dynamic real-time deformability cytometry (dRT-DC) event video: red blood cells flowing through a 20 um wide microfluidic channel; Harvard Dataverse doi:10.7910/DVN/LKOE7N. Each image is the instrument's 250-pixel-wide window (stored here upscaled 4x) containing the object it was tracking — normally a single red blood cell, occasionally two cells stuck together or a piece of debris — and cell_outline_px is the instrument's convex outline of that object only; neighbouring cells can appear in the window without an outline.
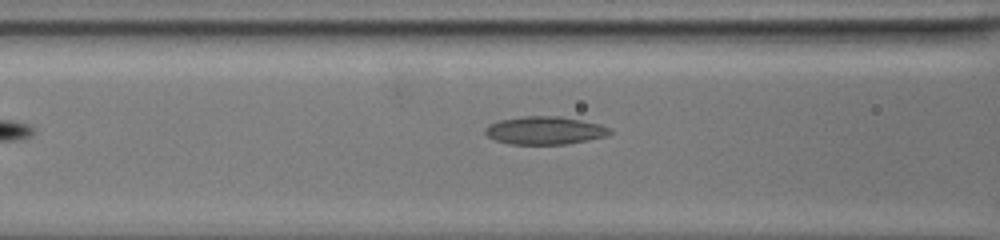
{"species": "common noctule bat (a hibernating species)", "species_latin": "Nyctalus noctula", "temperature_condition": "warm", "stored_images_in_passage": 34, "camera_frame_rate_fps": 3000, "um_per_image_px": 0.085, "animal": {"sex": "female", "body_mass_g": 19.5, "forearm_length_mm": 54.1}, "frame": {"image": 1, "passage_image": 3, "time_ms": 0.667, "image_size_px": [1000, 240], "cell_outline_px": [[612, 132], [604, 136], [588, 140], [568, 144], [508, 144], [496, 140], [488, 136], [484, 132], [484, 128], [488, 124], [500, 120], [520, 116], [560, 116], [600, 124], [612, 128]], "centroid_in_image_um": [46.29, 11.08], "position_along_channel_um": 120.3, "area_um2": 20.4}}
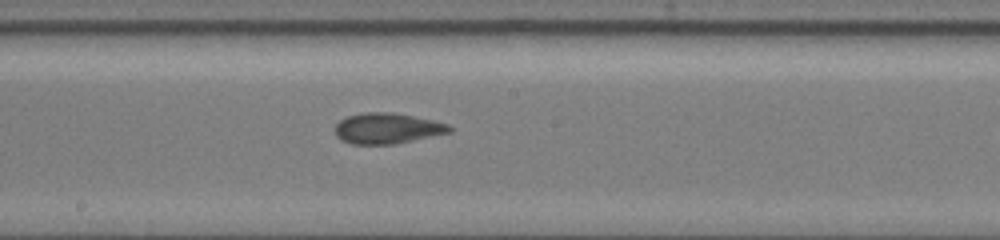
{"frame": {"image": 2, "passage_image": 13, "time_ms": 4.0, "image_size_px": [1000, 240], "cell_outline_px": [[452, 132], [392, 144], [352, 144], [340, 140], [336, 136], [336, 124], [340, 120], [348, 116], [364, 112], [392, 112], [432, 120], [448, 124], [452, 128]], "centroid_in_image_um": [32.89, 10.91], "position_along_channel_um": 215.3, "area_um2": 20.29}}
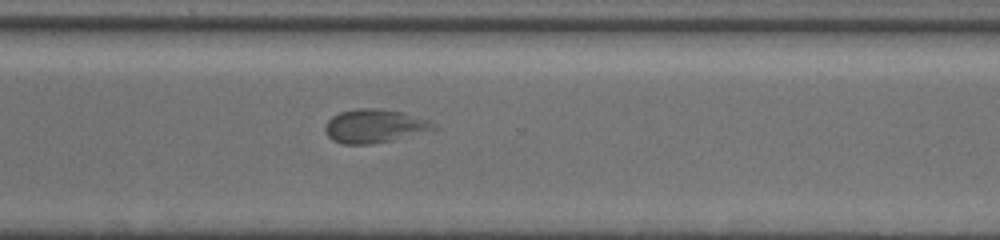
{"frame": {"image": 3, "passage_image": 26, "time_ms": 8.333, "image_size_px": [1000, 240], "cell_outline_px": [[436, 128], [392, 140], [372, 144], [344, 144], [332, 140], [328, 136], [324, 128], [328, 120], [332, 116], [340, 112], [356, 108], [380, 108], [400, 112], [436, 124]], "centroid_in_image_um": [31.74, 10.71], "position_along_channel_um": 338.9, "area_um2": 20.75}}